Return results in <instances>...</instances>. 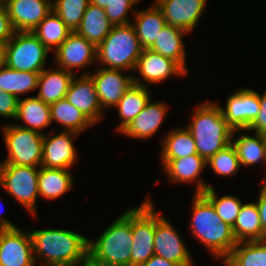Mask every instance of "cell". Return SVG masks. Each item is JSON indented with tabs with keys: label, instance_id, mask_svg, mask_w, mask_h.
<instances>
[{
	"label": "cell",
	"instance_id": "f6af8a7d",
	"mask_svg": "<svg viewBox=\"0 0 266 266\" xmlns=\"http://www.w3.org/2000/svg\"><path fill=\"white\" fill-rule=\"evenodd\" d=\"M78 266H117V265L101 262L88 253Z\"/></svg>",
	"mask_w": 266,
	"mask_h": 266
},
{
	"label": "cell",
	"instance_id": "1f68e13d",
	"mask_svg": "<svg viewBox=\"0 0 266 266\" xmlns=\"http://www.w3.org/2000/svg\"><path fill=\"white\" fill-rule=\"evenodd\" d=\"M161 145V159L185 158L198 154L194 137L186 127L170 130Z\"/></svg>",
	"mask_w": 266,
	"mask_h": 266
},
{
	"label": "cell",
	"instance_id": "7dc6e473",
	"mask_svg": "<svg viewBox=\"0 0 266 266\" xmlns=\"http://www.w3.org/2000/svg\"><path fill=\"white\" fill-rule=\"evenodd\" d=\"M2 201L0 197V202ZM1 207V206H0ZM3 207V206H2ZM2 209V208H1ZM1 213V212H0ZM0 228H16V226L8 219L0 215Z\"/></svg>",
	"mask_w": 266,
	"mask_h": 266
},
{
	"label": "cell",
	"instance_id": "ee69618b",
	"mask_svg": "<svg viewBox=\"0 0 266 266\" xmlns=\"http://www.w3.org/2000/svg\"><path fill=\"white\" fill-rule=\"evenodd\" d=\"M141 266H180V265L172 261L165 260L164 258L154 254L147 262H145Z\"/></svg>",
	"mask_w": 266,
	"mask_h": 266
},
{
	"label": "cell",
	"instance_id": "f1b7e54d",
	"mask_svg": "<svg viewBox=\"0 0 266 266\" xmlns=\"http://www.w3.org/2000/svg\"><path fill=\"white\" fill-rule=\"evenodd\" d=\"M232 230L237 243L266 240L256 202L243 203Z\"/></svg>",
	"mask_w": 266,
	"mask_h": 266
},
{
	"label": "cell",
	"instance_id": "f35d334b",
	"mask_svg": "<svg viewBox=\"0 0 266 266\" xmlns=\"http://www.w3.org/2000/svg\"><path fill=\"white\" fill-rule=\"evenodd\" d=\"M141 0H111L109 5L104 9L113 26L130 24L128 12L134 9L136 4Z\"/></svg>",
	"mask_w": 266,
	"mask_h": 266
},
{
	"label": "cell",
	"instance_id": "8992f818",
	"mask_svg": "<svg viewBox=\"0 0 266 266\" xmlns=\"http://www.w3.org/2000/svg\"><path fill=\"white\" fill-rule=\"evenodd\" d=\"M7 158L1 163L41 167L44 133L14 125L3 127Z\"/></svg>",
	"mask_w": 266,
	"mask_h": 266
},
{
	"label": "cell",
	"instance_id": "4316f807",
	"mask_svg": "<svg viewBox=\"0 0 266 266\" xmlns=\"http://www.w3.org/2000/svg\"><path fill=\"white\" fill-rule=\"evenodd\" d=\"M113 25L100 6L89 3L76 32L98 47L110 33Z\"/></svg>",
	"mask_w": 266,
	"mask_h": 266
},
{
	"label": "cell",
	"instance_id": "cb8c5ba5",
	"mask_svg": "<svg viewBox=\"0 0 266 266\" xmlns=\"http://www.w3.org/2000/svg\"><path fill=\"white\" fill-rule=\"evenodd\" d=\"M184 35H188V32L166 24L150 49L172 59L187 73L186 51L182 39Z\"/></svg>",
	"mask_w": 266,
	"mask_h": 266
},
{
	"label": "cell",
	"instance_id": "44dd1931",
	"mask_svg": "<svg viewBox=\"0 0 266 266\" xmlns=\"http://www.w3.org/2000/svg\"><path fill=\"white\" fill-rule=\"evenodd\" d=\"M166 102H147L142 111L120 133L129 138L149 139L160 129L168 112Z\"/></svg>",
	"mask_w": 266,
	"mask_h": 266
},
{
	"label": "cell",
	"instance_id": "74e56055",
	"mask_svg": "<svg viewBox=\"0 0 266 266\" xmlns=\"http://www.w3.org/2000/svg\"><path fill=\"white\" fill-rule=\"evenodd\" d=\"M207 165L215 174L225 177L234 175L241 168L236 149L232 144L213 155L207 161Z\"/></svg>",
	"mask_w": 266,
	"mask_h": 266
},
{
	"label": "cell",
	"instance_id": "c3c4849f",
	"mask_svg": "<svg viewBox=\"0 0 266 266\" xmlns=\"http://www.w3.org/2000/svg\"><path fill=\"white\" fill-rule=\"evenodd\" d=\"M110 2L111 0H90V3L100 6L103 9H105Z\"/></svg>",
	"mask_w": 266,
	"mask_h": 266
},
{
	"label": "cell",
	"instance_id": "b9f144b4",
	"mask_svg": "<svg viewBox=\"0 0 266 266\" xmlns=\"http://www.w3.org/2000/svg\"><path fill=\"white\" fill-rule=\"evenodd\" d=\"M260 111L256 119L251 123L250 132L263 134L266 132V90L262 95L259 94Z\"/></svg>",
	"mask_w": 266,
	"mask_h": 266
},
{
	"label": "cell",
	"instance_id": "f546056e",
	"mask_svg": "<svg viewBox=\"0 0 266 266\" xmlns=\"http://www.w3.org/2000/svg\"><path fill=\"white\" fill-rule=\"evenodd\" d=\"M147 87L133 83L114 107L118 109V117L120 118V124L116 126L118 132L121 133L151 100L150 91Z\"/></svg>",
	"mask_w": 266,
	"mask_h": 266
},
{
	"label": "cell",
	"instance_id": "9c48e42d",
	"mask_svg": "<svg viewBox=\"0 0 266 266\" xmlns=\"http://www.w3.org/2000/svg\"><path fill=\"white\" fill-rule=\"evenodd\" d=\"M131 230V266H141L154 255L155 208L149 197L141 206L131 208Z\"/></svg>",
	"mask_w": 266,
	"mask_h": 266
},
{
	"label": "cell",
	"instance_id": "52a82bcc",
	"mask_svg": "<svg viewBox=\"0 0 266 266\" xmlns=\"http://www.w3.org/2000/svg\"><path fill=\"white\" fill-rule=\"evenodd\" d=\"M39 170L40 167L0 163V186L33 217L37 214Z\"/></svg>",
	"mask_w": 266,
	"mask_h": 266
},
{
	"label": "cell",
	"instance_id": "4fadbf2b",
	"mask_svg": "<svg viewBox=\"0 0 266 266\" xmlns=\"http://www.w3.org/2000/svg\"><path fill=\"white\" fill-rule=\"evenodd\" d=\"M138 71L140 78L133 76V83L141 86L164 81L170 76H185L187 73L172 59H169L150 48L142 49L137 59L134 71ZM141 81H145L144 83ZM146 83V85H145Z\"/></svg>",
	"mask_w": 266,
	"mask_h": 266
},
{
	"label": "cell",
	"instance_id": "484cf974",
	"mask_svg": "<svg viewBox=\"0 0 266 266\" xmlns=\"http://www.w3.org/2000/svg\"><path fill=\"white\" fill-rule=\"evenodd\" d=\"M241 131H248L247 129H235L232 132L231 144L235 147L240 165L249 167L256 165V163L264 162L266 164V145L262 134L255 133L254 137L243 134ZM239 137L234 138L235 134Z\"/></svg>",
	"mask_w": 266,
	"mask_h": 266
},
{
	"label": "cell",
	"instance_id": "ab89813d",
	"mask_svg": "<svg viewBox=\"0 0 266 266\" xmlns=\"http://www.w3.org/2000/svg\"><path fill=\"white\" fill-rule=\"evenodd\" d=\"M19 99L0 89V116L15 119Z\"/></svg>",
	"mask_w": 266,
	"mask_h": 266
},
{
	"label": "cell",
	"instance_id": "8fae6325",
	"mask_svg": "<svg viewBox=\"0 0 266 266\" xmlns=\"http://www.w3.org/2000/svg\"><path fill=\"white\" fill-rule=\"evenodd\" d=\"M29 231L0 228V266H35Z\"/></svg>",
	"mask_w": 266,
	"mask_h": 266
},
{
	"label": "cell",
	"instance_id": "5bb4252c",
	"mask_svg": "<svg viewBox=\"0 0 266 266\" xmlns=\"http://www.w3.org/2000/svg\"><path fill=\"white\" fill-rule=\"evenodd\" d=\"M221 106L227 124L233 129H248L260 111L259 93L253 89L239 88Z\"/></svg>",
	"mask_w": 266,
	"mask_h": 266
},
{
	"label": "cell",
	"instance_id": "6da1fadb",
	"mask_svg": "<svg viewBox=\"0 0 266 266\" xmlns=\"http://www.w3.org/2000/svg\"><path fill=\"white\" fill-rule=\"evenodd\" d=\"M35 262L42 266H78L88 254L89 238L68 229L29 231Z\"/></svg>",
	"mask_w": 266,
	"mask_h": 266
},
{
	"label": "cell",
	"instance_id": "83f0119b",
	"mask_svg": "<svg viewBox=\"0 0 266 266\" xmlns=\"http://www.w3.org/2000/svg\"><path fill=\"white\" fill-rule=\"evenodd\" d=\"M73 186L72 173L68 169L40 167L38 175L39 196L54 200L60 198Z\"/></svg>",
	"mask_w": 266,
	"mask_h": 266
},
{
	"label": "cell",
	"instance_id": "681fc988",
	"mask_svg": "<svg viewBox=\"0 0 266 266\" xmlns=\"http://www.w3.org/2000/svg\"><path fill=\"white\" fill-rule=\"evenodd\" d=\"M265 140V145H266V132L262 134Z\"/></svg>",
	"mask_w": 266,
	"mask_h": 266
},
{
	"label": "cell",
	"instance_id": "277c9868",
	"mask_svg": "<svg viewBox=\"0 0 266 266\" xmlns=\"http://www.w3.org/2000/svg\"><path fill=\"white\" fill-rule=\"evenodd\" d=\"M88 253L95 259L117 266H131V208L114 220L99 235L98 239L88 241Z\"/></svg>",
	"mask_w": 266,
	"mask_h": 266
},
{
	"label": "cell",
	"instance_id": "7c38bea8",
	"mask_svg": "<svg viewBox=\"0 0 266 266\" xmlns=\"http://www.w3.org/2000/svg\"><path fill=\"white\" fill-rule=\"evenodd\" d=\"M54 56L59 68L75 74L76 69L96 64L97 47L76 31H72L55 50Z\"/></svg>",
	"mask_w": 266,
	"mask_h": 266
},
{
	"label": "cell",
	"instance_id": "8d00e7d4",
	"mask_svg": "<svg viewBox=\"0 0 266 266\" xmlns=\"http://www.w3.org/2000/svg\"><path fill=\"white\" fill-rule=\"evenodd\" d=\"M55 1V2H54ZM53 11L71 31H76L83 19L90 0H54Z\"/></svg>",
	"mask_w": 266,
	"mask_h": 266
},
{
	"label": "cell",
	"instance_id": "5b68a950",
	"mask_svg": "<svg viewBox=\"0 0 266 266\" xmlns=\"http://www.w3.org/2000/svg\"><path fill=\"white\" fill-rule=\"evenodd\" d=\"M142 49L131 23L113 26L97 47V62L103 68L132 72Z\"/></svg>",
	"mask_w": 266,
	"mask_h": 266
},
{
	"label": "cell",
	"instance_id": "d590c367",
	"mask_svg": "<svg viewBox=\"0 0 266 266\" xmlns=\"http://www.w3.org/2000/svg\"><path fill=\"white\" fill-rule=\"evenodd\" d=\"M202 194L212 203L222 221L233 227L243 205L240 198L232 194L218 198L213 186L207 188Z\"/></svg>",
	"mask_w": 266,
	"mask_h": 266
},
{
	"label": "cell",
	"instance_id": "30bf717a",
	"mask_svg": "<svg viewBox=\"0 0 266 266\" xmlns=\"http://www.w3.org/2000/svg\"><path fill=\"white\" fill-rule=\"evenodd\" d=\"M180 237L167 218L155 210L154 254L180 266H193L191 253Z\"/></svg>",
	"mask_w": 266,
	"mask_h": 266
},
{
	"label": "cell",
	"instance_id": "7a4b0ae2",
	"mask_svg": "<svg viewBox=\"0 0 266 266\" xmlns=\"http://www.w3.org/2000/svg\"><path fill=\"white\" fill-rule=\"evenodd\" d=\"M192 202L191 233L208 249L210 255L224 261L237 244L232 227L222 221L203 194L194 193Z\"/></svg>",
	"mask_w": 266,
	"mask_h": 266
},
{
	"label": "cell",
	"instance_id": "7bdbcfd3",
	"mask_svg": "<svg viewBox=\"0 0 266 266\" xmlns=\"http://www.w3.org/2000/svg\"><path fill=\"white\" fill-rule=\"evenodd\" d=\"M262 187L259 192L258 201L256 202L261 218L262 231L266 235V179L262 180Z\"/></svg>",
	"mask_w": 266,
	"mask_h": 266
},
{
	"label": "cell",
	"instance_id": "603a6c76",
	"mask_svg": "<svg viewBox=\"0 0 266 266\" xmlns=\"http://www.w3.org/2000/svg\"><path fill=\"white\" fill-rule=\"evenodd\" d=\"M131 13L134 15V21L131 24L136 31L141 47L143 49L150 48L166 25L162 11L154 2L147 9L132 10Z\"/></svg>",
	"mask_w": 266,
	"mask_h": 266
},
{
	"label": "cell",
	"instance_id": "836d02e7",
	"mask_svg": "<svg viewBox=\"0 0 266 266\" xmlns=\"http://www.w3.org/2000/svg\"><path fill=\"white\" fill-rule=\"evenodd\" d=\"M39 74L18 71L5 65L0 68V89L20 99V95L37 89Z\"/></svg>",
	"mask_w": 266,
	"mask_h": 266
},
{
	"label": "cell",
	"instance_id": "ba28073f",
	"mask_svg": "<svg viewBox=\"0 0 266 266\" xmlns=\"http://www.w3.org/2000/svg\"><path fill=\"white\" fill-rule=\"evenodd\" d=\"M49 52L32 32L15 31L7 43L5 65L22 72L41 73L45 69Z\"/></svg>",
	"mask_w": 266,
	"mask_h": 266
},
{
	"label": "cell",
	"instance_id": "d4e9b609",
	"mask_svg": "<svg viewBox=\"0 0 266 266\" xmlns=\"http://www.w3.org/2000/svg\"><path fill=\"white\" fill-rule=\"evenodd\" d=\"M14 120L25 122L19 127L43 133L41 130L52 124L50 106L37 96L20 98Z\"/></svg>",
	"mask_w": 266,
	"mask_h": 266
},
{
	"label": "cell",
	"instance_id": "9a60e30c",
	"mask_svg": "<svg viewBox=\"0 0 266 266\" xmlns=\"http://www.w3.org/2000/svg\"><path fill=\"white\" fill-rule=\"evenodd\" d=\"M52 133H44L41 166L70 170L78 156L73 141L80 134L72 131H61L55 135Z\"/></svg>",
	"mask_w": 266,
	"mask_h": 266
},
{
	"label": "cell",
	"instance_id": "d6986e66",
	"mask_svg": "<svg viewBox=\"0 0 266 266\" xmlns=\"http://www.w3.org/2000/svg\"><path fill=\"white\" fill-rule=\"evenodd\" d=\"M73 78L65 99L79 109L94 125L104 116L92 77L89 74Z\"/></svg>",
	"mask_w": 266,
	"mask_h": 266
},
{
	"label": "cell",
	"instance_id": "2e32d148",
	"mask_svg": "<svg viewBox=\"0 0 266 266\" xmlns=\"http://www.w3.org/2000/svg\"><path fill=\"white\" fill-rule=\"evenodd\" d=\"M85 74L92 77L103 110L114 108L133 85V76L124 74L123 70L99 67L93 74L89 71Z\"/></svg>",
	"mask_w": 266,
	"mask_h": 266
},
{
	"label": "cell",
	"instance_id": "60d3db41",
	"mask_svg": "<svg viewBox=\"0 0 266 266\" xmlns=\"http://www.w3.org/2000/svg\"><path fill=\"white\" fill-rule=\"evenodd\" d=\"M15 30L3 0H0V40L8 42L14 35Z\"/></svg>",
	"mask_w": 266,
	"mask_h": 266
},
{
	"label": "cell",
	"instance_id": "e575fe53",
	"mask_svg": "<svg viewBox=\"0 0 266 266\" xmlns=\"http://www.w3.org/2000/svg\"><path fill=\"white\" fill-rule=\"evenodd\" d=\"M72 31L52 10L32 31L49 51H55Z\"/></svg>",
	"mask_w": 266,
	"mask_h": 266
},
{
	"label": "cell",
	"instance_id": "bcb514c9",
	"mask_svg": "<svg viewBox=\"0 0 266 266\" xmlns=\"http://www.w3.org/2000/svg\"><path fill=\"white\" fill-rule=\"evenodd\" d=\"M7 43L6 41L0 40V68L6 64Z\"/></svg>",
	"mask_w": 266,
	"mask_h": 266
},
{
	"label": "cell",
	"instance_id": "4dcf8cb0",
	"mask_svg": "<svg viewBox=\"0 0 266 266\" xmlns=\"http://www.w3.org/2000/svg\"><path fill=\"white\" fill-rule=\"evenodd\" d=\"M51 120L63 127V131L81 134L94 124L65 98L49 105Z\"/></svg>",
	"mask_w": 266,
	"mask_h": 266
},
{
	"label": "cell",
	"instance_id": "7402d4cb",
	"mask_svg": "<svg viewBox=\"0 0 266 266\" xmlns=\"http://www.w3.org/2000/svg\"><path fill=\"white\" fill-rule=\"evenodd\" d=\"M55 69L45 68L38 77L37 88L39 90L36 96L48 105L65 98L75 76L63 68L56 67Z\"/></svg>",
	"mask_w": 266,
	"mask_h": 266
},
{
	"label": "cell",
	"instance_id": "3957f363",
	"mask_svg": "<svg viewBox=\"0 0 266 266\" xmlns=\"http://www.w3.org/2000/svg\"><path fill=\"white\" fill-rule=\"evenodd\" d=\"M186 128L194 137L198 155L206 161L231 144L233 129L227 124L219 103L203 101Z\"/></svg>",
	"mask_w": 266,
	"mask_h": 266
},
{
	"label": "cell",
	"instance_id": "e0dca14e",
	"mask_svg": "<svg viewBox=\"0 0 266 266\" xmlns=\"http://www.w3.org/2000/svg\"><path fill=\"white\" fill-rule=\"evenodd\" d=\"M15 31L32 32L53 10V0H3Z\"/></svg>",
	"mask_w": 266,
	"mask_h": 266
},
{
	"label": "cell",
	"instance_id": "ffe728a7",
	"mask_svg": "<svg viewBox=\"0 0 266 266\" xmlns=\"http://www.w3.org/2000/svg\"><path fill=\"white\" fill-rule=\"evenodd\" d=\"M162 170L170 179V183H192L196 184L195 194H202L211 184H207L202 179L200 173L207 166V161L199 156L193 154L187 157L176 159H161ZM201 178V179H200Z\"/></svg>",
	"mask_w": 266,
	"mask_h": 266
},
{
	"label": "cell",
	"instance_id": "d6a6232c",
	"mask_svg": "<svg viewBox=\"0 0 266 266\" xmlns=\"http://www.w3.org/2000/svg\"><path fill=\"white\" fill-rule=\"evenodd\" d=\"M224 266H266V240L238 242Z\"/></svg>",
	"mask_w": 266,
	"mask_h": 266
},
{
	"label": "cell",
	"instance_id": "ac0fdd59",
	"mask_svg": "<svg viewBox=\"0 0 266 266\" xmlns=\"http://www.w3.org/2000/svg\"><path fill=\"white\" fill-rule=\"evenodd\" d=\"M207 0H155L166 24L191 33L205 12Z\"/></svg>",
	"mask_w": 266,
	"mask_h": 266
}]
</instances>
